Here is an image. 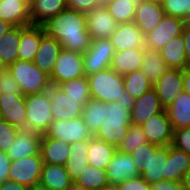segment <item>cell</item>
I'll list each match as a JSON object with an SVG mask.
<instances>
[{"instance_id":"52a82bcc","label":"cell","mask_w":190,"mask_h":190,"mask_svg":"<svg viewBox=\"0 0 190 190\" xmlns=\"http://www.w3.org/2000/svg\"><path fill=\"white\" fill-rule=\"evenodd\" d=\"M92 133L88 130L82 117L69 120H53L42 137L54 138L68 144L89 140Z\"/></svg>"},{"instance_id":"6da1fadb","label":"cell","mask_w":190,"mask_h":190,"mask_svg":"<svg viewBox=\"0 0 190 190\" xmlns=\"http://www.w3.org/2000/svg\"><path fill=\"white\" fill-rule=\"evenodd\" d=\"M41 26L45 34L56 39L63 49L83 54L91 46L85 13L67 8Z\"/></svg>"},{"instance_id":"7a4b0ae2","label":"cell","mask_w":190,"mask_h":190,"mask_svg":"<svg viewBox=\"0 0 190 190\" xmlns=\"http://www.w3.org/2000/svg\"><path fill=\"white\" fill-rule=\"evenodd\" d=\"M89 83L91 99L112 103L127 99L123 76L111 68L86 76Z\"/></svg>"},{"instance_id":"7bdbcfd3","label":"cell","mask_w":190,"mask_h":190,"mask_svg":"<svg viewBox=\"0 0 190 190\" xmlns=\"http://www.w3.org/2000/svg\"><path fill=\"white\" fill-rule=\"evenodd\" d=\"M162 7L166 15L190 22V0H165Z\"/></svg>"},{"instance_id":"d4e9b609","label":"cell","mask_w":190,"mask_h":190,"mask_svg":"<svg viewBox=\"0 0 190 190\" xmlns=\"http://www.w3.org/2000/svg\"><path fill=\"white\" fill-rule=\"evenodd\" d=\"M0 19L12 26H29V5L23 0H0Z\"/></svg>"},{"instance_id":"d590c367","label":"cell","mask_w":190,"mask_h":190,"mask_svg":"<svg viewBox=\"0 0 190 190\" xmlns=\"http://www.w3.org/2000/svg\"><path fill=\"white\" fill-rule=\"evenodd\" d=\"M168 156V146H159L155 153L150 154V162L141 177L149 184L163 180L165 175V161Z\"/></svg>"},{"instance_id":"9a60e30c","label":"cell","mask_w":190,"mask_h":190,"mask_svg":"<svg viewBox=\"0 0 190 190\" xmlns=\"http://www.w3.org/2000/svg\"><path fill=\"white\" fill-rule=\"evenodd\" d=\"M130 108L132 124L140 126L150 117L165 109L154 88L144 93L141 97L132 100Z\"/></svg>"},{"instance_id":"83f0119b","label":"cell","mask_w":190,"mask_h":190,"mask_svg":"<svg viewBox=\"0 0 190 190\" xmlns=\"http://www.w3.org/2000/svg\"><path fill=\"white\" fill-rule=\"evenodd\" d=\"M88 142L89 140L76 141L69 145L70 152L67 158V162L64 166L74 182L82 174V171H84L85 167H87L89 164Z\"/></svg>"},{"instance_id":"11a10c76","label":"cell","mask_w":190,"mask_h":190,"mask_svg":"<svg viewBox=\"0 0 190 190\" xmlns=\"http://www.w3.org/2000/svg\"><path fill=\"white\" fill-rule=\"evenodd\" d=\"M183 72V82L184 91L190 95V66H187L182 70Z\"/></svg>"},{"instance_id":"c3c4849f","label":"cell","mask_w":190,"mask_h":190,"mask_svg":"<svg viewBox=\"0 0 190 190\" xmlns=\"http://www.w3.org/2000/svg\"><path fill=\"white\" fill-rule=\"evenodd\" d=\"M66 2L69 9L85 14L102 5L100 0H66Z\"/></svg>"},{"instance_id":"3957f363","label":"cell","mask_w":190,"mask_h":190,"mask_svg":"<svg viewBox=\"0 0 190 190\" xmlns=\"http://www.w3.org/2000/svg\"><path fill=\"white\" fill-rule=\"evenodd\" d=\"M7 68L24 96L44 92L51 86L49 76L33 62L17 60Z\"/></svg>"},{"instance_id":"e575fe53","label":"cell","mask_w":190,"mask_h":190,"mask_svg":"<svg viewBox=\"0 0 190 190\" xmlns=\"http://www.w3.org/2000/svg\"><path fill=\"white\" fill-rule=\"evenodd\" d=\"M168 69L159 50L144 47L141 70L150 82H157Z\"/></svg>"},{"instance_id":"8992f818","label":"cell","mask_w":190,"mask_h":190,"mask_svg":"<svg viewBox=\"0 0 190 190\" xmlns=\"http://www.w3.org/2000/svg\"><path fill=\"white\" fill-rule=\"evenodd\" d=\"M43 160L41 153L12 160L8 180L30 188L40 182Z\"/></svg>"},{"instance_id":"484cf974","label":"cell","mask_w":190,"mask_h":190,"mask_svg":"<svg viewBox=\"0 0 190 190\" xmlns=\"http://www.w3.org/2000/svg\"><path fill=\"white\" fill-rule=\"evenodd\" d=\"M190 168V155L175 148L168 146V156L165 161V175L163 180L181 181L184 173Z\"/></svg>"},{"instance_id":"681fc988","label":"cell","mask_w":190,"mask_h":190,"mask_svg":"<svg viewBox=\"0 0 190 190\" xmlns=\"http://www.w3.org/2000/svg\"><path fill=\"white\" fill-rule=\"evenodd\" d=\"M119 187L120 190H151V186L141 176L127 179Z\"/></svg>"},{"instance_id":"f1b7e54d","label":"cell","mask_w":190,"mask_h":190,"mask_svg":"<svg viewBox=\"0 0 190 190\" xmlns=\"http://www.w3.org/2000/svg\"><path fill=\"white\" fill-rule=\"evenodd\" d=\"M166 109L173 130L190 127V95L182 91Z\"/></svg>"},{"instance_id":"5bb4252c","label":"cell","mask_w":190,"mask_h":190,"mask_svg":"<svg viewBox=\"0 0 190 190\" xmlns=\"http://www.w3.org/2000/svg\"><path fill=\"white\" fill-rule=\"evenodd\" d=\"M106 172L109 184L115 185H119L127 179L141 176L132 155L118 150L106 168Z\"/></svg>"},{"instance_id":"7dc6e473","label":"cell","mask_w":190,"mask_h":190,"mask_svg":"<svg viewBox=\"0 0 190 190\" xmlns=\"http://www.w3.org/2000/svg\"><path fill=\"white\" fill-rule=\"evenodd\" d=\"M0 90L2 93L23 94L8 68L0 73Z\"/></svg>"},{"instance_id":"ba28073f","label":"cell","mask_w":190,"mask_h":190,"mask_svg":"<svg viewBox=\"0 0 190 190\" xmlns=\"http://www.w3.org/2000/svg\"><path fill=\"white\" fill-rule=\"evenodd\" d=\"M115 49L109 38L93 39L90 48L83 53V65L85 75L110 68Z\"/></svg>"},{"instance_id":"f907efd6","label":"cell","mask_w":190,"mask_h":190,"mask_svg":"<svg viewBox=\"0 0 190 190\" xmlns=\"http://www.w3.org/2000/svg\"><path fill=\"white\" fill-rule=\"evenodd\" d=\"M150 186L151 190H185L181 181L161 180Z\"/></svg>"},{"instance_id":"cb8c5ba5","label":"cell","mask_w":190,"mask_h":190,"mask_svg":"<svg viewBox=\"0 0 190 190\" xmlns=\"http://www.w3.org/2000/svg\"><path fill=\"white\" fill-rule=\"evenodd\" d=\"M144 58V48L127 49L115 52L110 68L118 75L124 76L141 69Z\"/></svg>"},{"instance_id":"9f6ffc18","label":"cell","mask_w":190,"mask_h":190,"mask_svg":"<svg viewBox=\"0 0 190 190\" xmlns=\"http://www.w3.org/2000/svg\"><path fill=\"white\" fill-rule=\"evenodd\" d=\"M181 182L185 190H190V168L184 173Z\"/></svg>"},{"instance_id":"f546056e","label":"cell","mask_w":190,"mask_h":190,"mask_svg":"<svg viewBox=\"0 0 190 190\" xmlns=\"http://www.w3.org/2000/svg\"><path fill=\"white\" fill-rule=\"evenodd\" d=\"M116 150L115 146L92 136L88 142V163L106 170Z\"/></svg>"},{"instance_id":"ab89813d","label":"cell","mask_w":190,"mask_h":190,"mask_svg":"<svg viewBox=\"0 0 190 190\" xmlns=\"http://www.w3.org/2000/svg\"><path fill=\"white\" fill-rule=\"evenodd\" d=\"M69 97L81 100L85 105L91 100L88 79L85 76L58 85Z\"/></svg>"},{"instance_id":"816d5d0a","label":"cell","mask_w":190,"mask_h":190,"mask_svg":"<svg viewBox=\"0 0 190 190\" xmlns=\"http://www.w3.org/2000/svg\"><path fill=\"white\" fill-rule=\"evenodd\" d=\"M10 165L11 160L7 156L6 152L0 150V183L8 180Z\"/></svg>"},{"instance_id":"b9f144b4","label":"cell","mask_w":190,"mask_h":190,"mask_svg":"<svg viewBox=\"0 0 190 190\" xmlns=\"http://www.w3.org/2000/svg\"><path fill=\"white\" fill-rule=\"evenodd\" d=\"M107 121H131V108L128 99L106 103Z\"/></svg>"},{"instance_id":"680465c9","label":"cell","mask_w":190,"mask_h":190,"mask_svg":"<svg viewBox=\"0 0 190 190\" xmlns=\"http://www.w3.org/2000/svg\"><path fill=\"white\" fill-rule=\"evenodd\" d=\"M29 190H51V189L38 183V184L30 187Z\"/></svg>"},{"instance_id":"6125c7cd","label":"cell","mask_w":190,"mask_h":190,"mask_svg":"<svg viewBox=\"0 0 190 190\" xmlns=\"http://www.w3.org/2000/svg\"><path fill=\"white\" fill-rule=\"evenodd\" d=\"M6 67L2 64V61L0 59V73L5 69Z\"/></svg>"},{"instance_id":"f6af8a7d","label":"cell","mask_w":190,"mask_h":190,"mask_svg":"<svg viewBox=\"0 0 190 190\" xmlns=\"http://www.w3.org/2000/svg\"><path fill=\"white\" fill-rule=\"evenodd\" d=\"M19 128L0 119V150L6 152L14 143Z\"/></svg>"},{"instance_id":"91938a15","label":"cell","mask_w":190,"mask_h":190,"mask_svg":"<svg viewBox=\"0 0 190 190\" xmlns=\"http://www.w3.org/2000/svg\"><path fill=\"white\" fill-rule=\"evenodd\" d=\"M101 190H120V187H119V185L108 184V185L104 186Z\"/></svg>"},{"instance_id":"5b68a950","label":"cell","mask_w":190,"mask_h":190,"mask_svg":"<svg viewBox=\"0 0 190 190\" xmlns=\"http://www.w3.org/2000/svg\"><path fill=\"white\" fill-rule=\"evenodd\" d=\"M85 76L83 54L62 49L52 74L49 76L51 85L58 86L63 82Z\"/></svg>"},{"instance_id":"ac0fdd59","label":"cell","mask_w":190,"mask_h":190,"mask_svg":"<svg viewBox=\"0 0 190 190\" xmlns=\"http://www.w3.org/2000/svg\"><path fill=\"white\" fill-rule=\"evenodd\" d=\"M42 135L25 128L18 130L14 143L6 151L9 159L18 160L40 152Z\"/></svg>"},{"instance_id":"94428289","label":"cell","mask_w":190,"mask_h":190,"mask_svg":"<svg viewBox=\"0 0 190 190\" xmlns=\"http://www.w3.org/2000/svg\"><path fill=\"white\" fill-rule=\"evenodd\" d=\"M145 1L155 3V4H158V5H163L165 3V0H145Z\"/></svg>"},{"instance_id":"74e56055","label":"cell","mask_w":190,"mask_h":190,"mask_svg":"<svg viewBox=\"0 0 190 190\" xmlns=\"http://www.w3.org/2000/svg\"><path fill=\"white\" fill-rule=\"evenodd\" d=\"M106 118V103L91 99L84 107L82 112V119L84 120L88 130L95 134L100 128L102 122Z\"/></svg>"},{"instance_id":"e0dca14e","label":"cell","mask_w":190,"mask_h":190,"mask_svg":"<svg viewBox=\"0 0 190 190\" xmlns=\"http://www.w3.org/2000/svg\"><path fill=\"white\" fill-rule=\"evenodd\" d=\"M145 35L134 22L120 23L116 31L110 36V41L116 52L127 49L144 48Z\"/></svg>"},{"instance_id":"7402d4cb","label":"cell","mask_w":190,"mask_h":190,"mask_svg":"<svg viewBox=\"0 0 190 190\" xmlns=\"http://www.w3.org/2000/svg\"><path fill=\"white\" fill-rule=\"evenodd\" d=\"M67 8L66 0H33L29 5L30 25L41 26Z\"/></svg>"},{"instance_id":"30bf717a","label":"cell","mask_w":190,"mask_h":190,"mask_svg":"<svg viewBox=\"0 0 190 190\" xmlns=\"http://www.w3.org/2000/svg\"><path fill=\"white\" fill-rule=\"evenodd\" d=\"M187 22L179 17L164 15L159 25L145 37V48L160 50L171 39L182 35Z\"/></svg>"},{"instance_id":"8fae6325","label":"cell","mask_w":190,"mask_h":190,"mask_svg":"<svg viewBox=\"0 0 190 190\" xmlns=\"http://www.w3.org/2000/svg\"><path fill=\"white\" fill-rule=\"evenodd\" d=\"M141 127L149 143L158 146L172 145L174 130L166 109L150 117Z\"/></svg>"},{"instance_id":"d6986e66","label":"cell","mask_w":190,"mask_h":190,"mask_svg":"<svg viewBox=\"0 0 190 190\" xmlns=\"http://www.w3.org/2000/svg\"><path fill=\"white\" fill-rule=\"evenodd\" d=\"M164 15L165 12L162 5L139 0L133 22L146 36L159 25Z\"/></svg>"},{"instance_id":"ffe728a7","label":"cell","mask_w":190,"mask_h":190,"mask_svg":"<svg viewBox=\"0 0 190 190\" xmlns=\"http://www.w3.org/2000/svg\"><path fill=\"white\" fill-rule=\"evenodd\" d=\"M62 49V45L56 39L44 34L33 63L50 76Z\"/></svg>"},{"instance_id":"836d02e7","label":"cell","mask_w":190,"mask_h":190,"mask_svg":"<svg viewBox=\"0 0 190 190\" xmlns=\"http://www.w3.org/2000/svg\"><path fill=\"white\" fill-rule=\"evenodd\" d=\"M107 172L88 164L82 174L74 182L76 190H101L108 185Z\"/></svg>"},{"instance_id":"bcb514c9","label":"cell","mask_w":190,"mask_h":190,"mask_svg":"<svg viewBox=\"0 0 190 190\" xmlns=\"http://www.w3.org/2000/svg\"><path fill=\"white\" fill-rule=\"evenodd\" d=\"M172 146L190 155V127L174 130Z\"/></svg>"},{"instance_id":"8d00e7d4","label":"cell","mask_w":190,"mask_h":190,"mask_svg":"<svg viewBox=\"0 0 190 190\" xmlns=\"http://www.w3.org/2000/svg\"><path fill=\"white\" fill-rule=\"evenodd\" d=\"M123 81L126 97L130 102L154 87V84L146 78L141 69L124 75Z\"/></svg>"},{"instance_id":"277c9868","label":"cell","mask_w":190,"mask_h":190,"mask_svg":"<svg viewBox=\"0 0 190 190\" xmlns=\"http://www.w3.org/2000/svg\"><path fill=\"white\" fill-rule=\"evenodd\" d=\"M25 129L44 135L53 122L48 91L25 96Z\"/></svg>"},{"instance_id":"6f0895ef","label":"cell","mask_w":190,"mask_h":190,"mask_svg":"<svg viewBox=\"0 0 190 190\" xmlns=\"http://www.w3.org/2000/svg\"><path fill=\"white\" fill-rule=\"evenodd\" d=\"M12 27L8 22L0 19V38Z\"/></svg>"},{"instance_id":"e7e4bbea","label":"cell","mask_w":190,"mask_h":190,"mask_svg":"<svg viewBox=\"0 0 190 190\" xmlns=\"http://www.w3.org/2000/svg\"><path fill=\"white\" fill-rule=\"evenodd\" d=\"M25 3H27L28 5H30L32 3L33 0H23Z\"/></svg>"},{"instance_id":"f5cc1de1","label":"cell","mask_w":190,"mask_h":190,"mask_svg":"<svg viewBox=\"0 0 190 190\" xmlns=\"http://www.w3.org/2000/svg\"><path fill=\"white\" fill-rule=\"evenodd\" d=\"M182 37L185 43V57L187 66H190V22H187L182 31Z\"/></svg>"},{"instance_id":"d6a6232c","label":"cell","mask_w":190,"mask_h":190,"mask_svg":"<svg viewBox=\"0 0 190 190\" xmlns=\"http://www.w3.org/2000/svg\"><path fill=\"white\" fill-rule=\"evenodd\" d=\"M130 124H132L131 121L104 120L93 136L117 148L122 139L127 136V130Z\"/></svg>"},{"instance_id":"4316f807","label":"cell","mask_w":190,"mask_h":190,"mask_svg":"<svg viewBox=\"0 0 190 190\" xmlns=\"http://www.w3.org/2000/svg\"><path fill=\"white\" fill-rule=\"evenodd\" d=\"M70 144L65 141L49 137H42L40 153L43 163L53 165H65L70 152Z\"/></svg>"},{"instance_id":"44dd1931","label":"cell","mask_w":190,"mask_h":190,"mask_svg":"<svg viewBox=\"0 0 190 190\" xmlns=\"http://www.w3.org/2000/svg\"><path fill=\"white\" fill-rule=\"evenodd\" d=\"M39 183L51 190H74V181L63 165L43 163Z\"/></svg>"},{"instance_id":"1f68e13d","label":"cell","mask_w":190,"mask_h":190,"mask_svg":"<svg viewBox=\"0 0 190 190\" xmlns=\"http://www.w3.org/2000/svg\"><path fill=\"white\" fill-rule=\"evenodd\" d=\"M159 51L168 68L183 70L187 67L185 43L182 35L171 39Z\"/></svg>"},{"instance_id":"db71d44e","label":"cell","mask_w":190,"mask_h":190,"mask_svg":"<svg viewBox=\"0 0 190 190\" xmlns=\"http://www.w3.org/2000/svg\"><path fill=\"white\" fill-rule=\"evenodd\" d=\"M0 190H29L26 186L20 185L16 181L6 180L0 183Z\"/></svg>"},{"instance_id":"60d3db41","label":"cell","mask_w":190,"mask_h":190,"mask_svg":"<svg viewBox=\"0 0 190 190\" xmlns=\"http://www.w3.org/2000/svg\"><path fill=\"white\" fill-rule=\"evenodd\" d=\"M145 132L140 125L130 124L127 130V136L122 139L117 146L120 152L131 153L140 145L147 143Z\"/></svg>"},{"instance_id":"7c38bea8","label":"cell","mask_w":190,"mask_h":190,"mask_svg":"<svg viewBox=\"0 0 190 190\" xmlns=\"http://www.w3.org/2000/svg\"><path fill=\"white\" fill-rule=\"evenodd\" d=\"M86 21L87 31L92 40L110 38L118 26L104 5L86 13Z\"/></svg>"},{"instance_id":"2e32d148","label":"cell","mask_w":190,"mask_h":190,"mask_svg":"<svg viewBox=\"0 0 190 190\" xmlns=\"http://www.w3.org/2000/svg\"><path fill=\"white\" fill-rule=\"evenodd\" d=\"M1 119L8 121L11 125L25 128L26 104L23 94L2 93L0 96Z\"/></svg>"},{"instance_id":"9c48e42d","label":"cell","mask_w":190,"mask_h":190,"mask_svg":"<svg viewBox=\"0 0 190 190\" xmlns=\"http://www.w3.org/2000/svg\"><path fill=\"white\" fill-rule=\"evenodd\" d=\"M53 120H69L82 117L85 104L69 97L59 86L48 88Z\"/></svg>"},{"instance_id":"4dcf8cb0","label":"cell","mask_w":190,"mask_h":190,"mask_svg":"<svg viewBox=\"0 0 190 190\" xmlns=\"http://www.w3.org/2000/svg\"><path fill=\"white\" fill-rule=\"evenodd\" d=\"M21 35L22 26H12L0 38V59L6 68L18 60Z\"/></svg>"},{"instance_id":"be15d7a7","label":"cell","mask_w":190,"mask_h":190,"mask_svg":"<svg viewBox=\"0 0 190 190\" xmlns=\"http://www.w3.org/2000/svg\"><path fill=\"white\" fill-rule=\"evenodd\" d=\"M111 1H113V0H100V3L102 5H105L106 3L111 2Z\"/></svg>"},{"instance_id":"603a6c76","label":"cell","mask_w":190,"mask_h":190,"mask_svg":"<svg viewBox=\"0 0 190 190\" xmlns=\"http://www.w3.org/2000/svg\"><path fill=\"white\" fill-rule=\"evenodd\" d=\"M44 34L42 26H22L18 60L33 62Z\"/></svg>"},{"instance_id":"ee69618b","label":"cell","mask_w":190,"mask_h":190,"mask_svg":"<svg viewBox=\"0 0 190 190\" xmlns=\"http://www.w3.org/2000/svg\"><path fill=\"white\" fill-rule=\"evenodd\" d=\"M158 147V145L147 142L145 144L140 145L138 148H136L133 152L130 153L132 155L134 163L136 164L140 172V175L148 167V164L150 162V154L155 153Z\"/></svg>"},{"instance_id":"4fadbf2b","label":"cell","mask_w":190,"mask_h":190,"mask_svg":"<svg viewBox=\"0 0 190 190\" xmlns=\"http://www.w3.org/2000/svg\"><path fill=\"white\" fill-rule=\"evenodd\" d=\"M183 72L182 69L169 68L165 74L154 83V89L164 108H167L177 95L184 91Z\"/></svg>"},{"instance_id":"f35d334b","label":"cell","mask_w":190,"mask_h":190,"mask_svg":"<svg viewBox=\"0 0 190 190\" xmlns=\"http://www.w3.org/2000/svg\"><path fill=\"white\" fill-rule=\"evenodd\" d=\"M139 0H113L104 6L110 15L118 23L133 22Z\"/></svg>"}]
</instances>
